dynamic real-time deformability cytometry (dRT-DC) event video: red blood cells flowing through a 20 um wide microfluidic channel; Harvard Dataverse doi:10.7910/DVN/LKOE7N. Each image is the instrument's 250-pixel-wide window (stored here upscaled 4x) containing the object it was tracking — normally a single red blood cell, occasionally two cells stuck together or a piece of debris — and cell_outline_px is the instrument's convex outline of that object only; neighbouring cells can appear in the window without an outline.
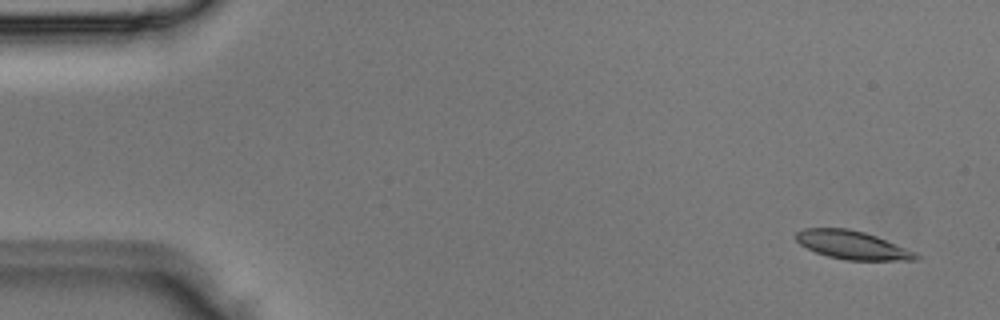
{"species": "Egyptian fruit bat (a non-hibernating species)", "species_latin": "Rousettus aegyptiacus", "temperature_condition": "room temperature", "stored_images_in_passage": 4, "camera_frame_rate_fps": 3000, "um_per_image_px": 0.085, "animal": {"sex": "male"}, "frame": {"image": 1, "passage_image": 1, "time_ms": 0.0, "image_size_px": [1000, 320], "cell_outline_px": [[920, 260], [844, 260], [828, 256], [816, 252], [800, 244], [792, 236], [796, 232], [804, 228], [848, 228], [864, 232], [876, 236], [916, 252], [920, 256]], "centroid_in_image_um": [72.43, 20.82], "position_along_channel_um": 12.6, "area_um2": 19.88}}
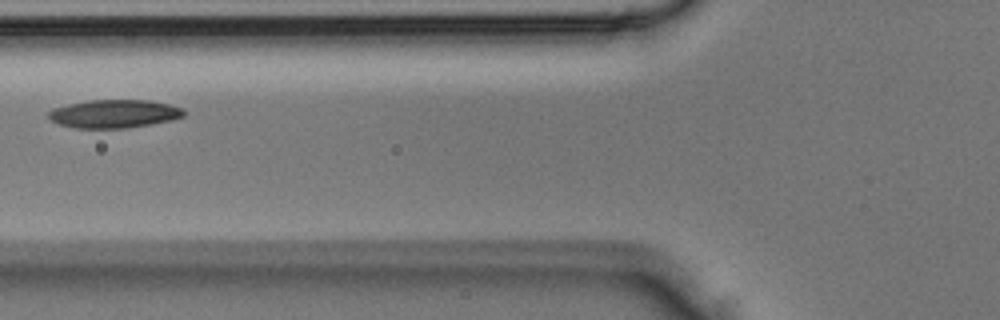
{"frame": {"image": 2, "passage_image": 4, "time_ms": 1.0, "image_size_px": [1000, 320], "cell_outline_px": [[184, 116], [172, 120], [152, 124], [124, 128], [76, 128], [60, 124], [52, 120], [48, 116], [48, 112], [52, 108], [68, 104], [88, 100], [148, 100], [168, 104], [184, 108]], "centroid_in_image_um": [9.71, 9.66], "position_along_channel_um": 116.1, "area_um2": 22.25}}